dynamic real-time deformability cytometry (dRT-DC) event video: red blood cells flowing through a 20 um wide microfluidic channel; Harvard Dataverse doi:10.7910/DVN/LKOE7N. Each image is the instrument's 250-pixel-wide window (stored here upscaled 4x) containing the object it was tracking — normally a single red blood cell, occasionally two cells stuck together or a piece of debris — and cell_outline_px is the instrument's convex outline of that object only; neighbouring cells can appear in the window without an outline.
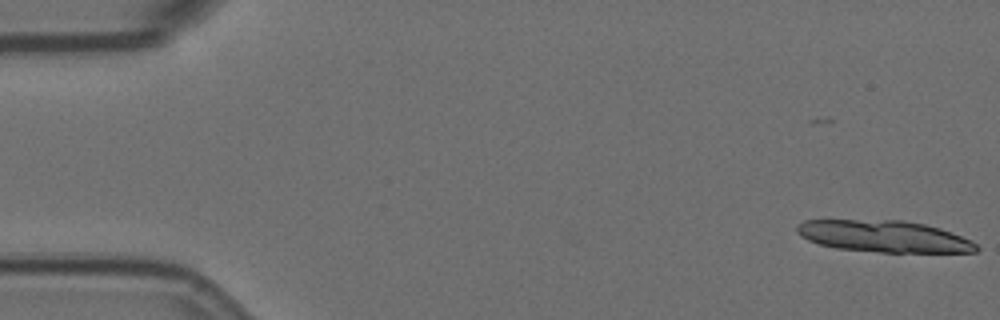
{"species": "Egyptian fruit bat (a non-hibernating species)", "species_latin": "Rousettus aegyptiacus", "temperature_condition": "room temperature", "stored_images_in_passage": 6, "camera_frame_rate_fps": 3000, "um_per_image_px": 0.085, "animal": {"sex": "female"}, "frame": {"image": 1, "passage_image": 1, "time_ms": 0.0, "image_size_px": [1000, 320], "cell_outline_px": [[980, 248], [976, 252], [880, 252], [836, 248], [820, 244], [808, 240], [800, 236], [796, 232], [796, 224], [804, 220], [904, 220], [924, 224], [940, 228], [972, 240]], "centroid_in_image_um": [75.12, 20.08], "position_along_channel_um": 9.9, "area_um2": 33.23}}
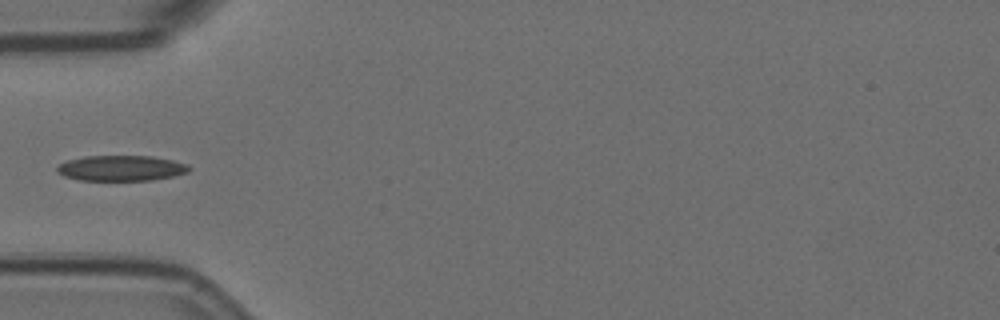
{"frame": {"image": 2, "passage_image": 6, "time_ms": 1.667, "image_size_px": [1000, 320], "cell_outline_px": [[192, 168], [188, 172], [176, 176], [152, 180], [80, 180], [64, 176], [56, 172], [56, 168], [60, 164], [68, 160], [84, 156], [152, 156], [172, 160], [188, 164]], "centroid_in_image_um": [10.33, 14.29], "position_along_channel_um": 74.7, "area_um2": 19.71}}